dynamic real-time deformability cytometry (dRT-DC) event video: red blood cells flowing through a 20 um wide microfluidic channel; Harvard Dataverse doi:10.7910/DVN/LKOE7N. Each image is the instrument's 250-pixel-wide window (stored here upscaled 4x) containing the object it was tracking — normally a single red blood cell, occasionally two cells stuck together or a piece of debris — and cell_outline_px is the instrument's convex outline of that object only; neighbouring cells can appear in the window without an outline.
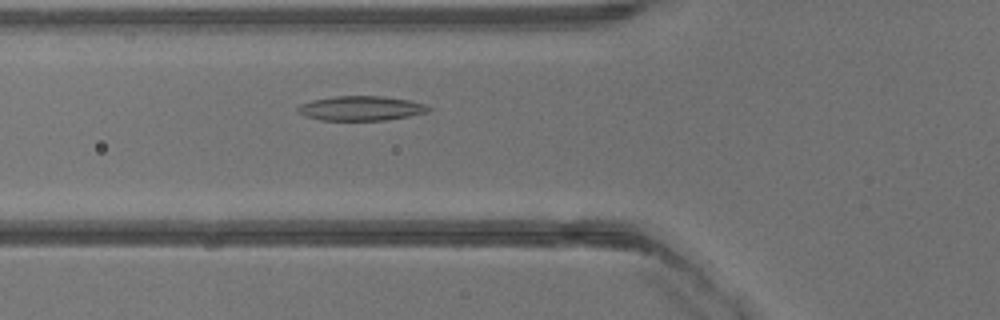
{"species": "common noctule bat (a hibernating species)", "species_latin": "Nyctalus noctula", "temperature_condition": "warm", "stored_images_in_passage": 28, "camera_frame_rate_fps": 3000, "um_per_image_px": 0.085, "animal": {"sex": "male", "body_mass_g": 13.3}, "frame": {"image": 1, "passage_image": 3, "time_ms": 0.667, "image_size_px": [1000, 320], "cell_outline_px": [[432, 108], [428, 112], [408, 116], [384, 120], [320, 120], [304, 116], [296, 112], [296, 108], [300, 104], [312, 100], [332, 96], [380, 96], [408, 100], [424, 104]], "centroid_in_image_um": [30.62, 9.2], "position_along_channel_um": 95.2, "area_um2": 18.73}}
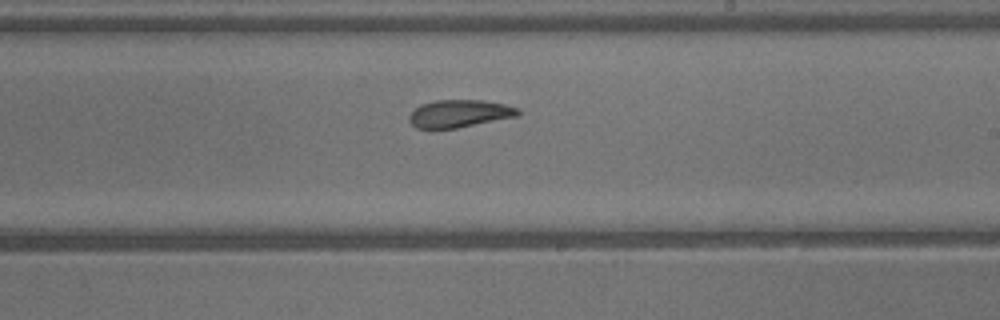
{"frame": {"image": 2, "passage_image": 12, "time_ms": 3.667, "image_size_px": [1000, 320], "cell_outline_px": [[520, 116], [436, 132], [432, 132], [416, 128], [408, 120], [408, 116], [420, 104], [436, 100], [480, 100], [504, 104], [520, 108]], "centroid_in_image_um": [39.0, 9.7], "position_along_channel_um": 250.0, "area_um2": 18.21}}
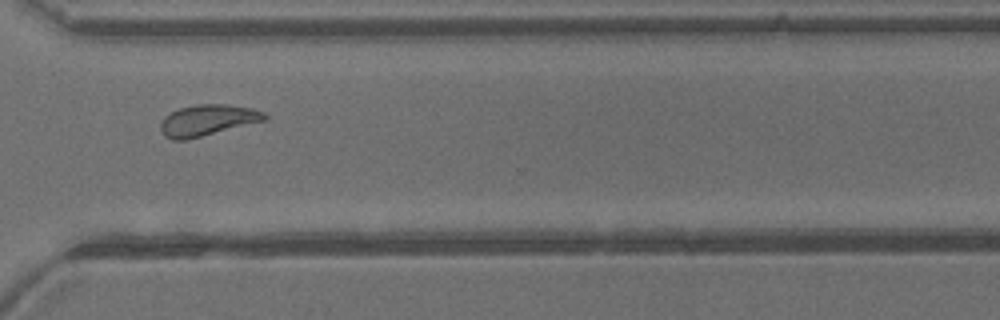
{"frame": {"image": 3, "passage_image": 18, "time_ms": 5.667, "image_size_px": [1000, 320], "cell_outline_px": [[268, 120], [188, 140], [172, 140], [164, 136], [160, 132], [160, 124], [164, 116], [180, 108], [196, 104], [228, 104], [252, 108], [264, 112], [268, 116]], "centroid_in_image_um": [17.65, 10.23], "position_along_channel_um": 352.9, "area_um2": 19.25}}